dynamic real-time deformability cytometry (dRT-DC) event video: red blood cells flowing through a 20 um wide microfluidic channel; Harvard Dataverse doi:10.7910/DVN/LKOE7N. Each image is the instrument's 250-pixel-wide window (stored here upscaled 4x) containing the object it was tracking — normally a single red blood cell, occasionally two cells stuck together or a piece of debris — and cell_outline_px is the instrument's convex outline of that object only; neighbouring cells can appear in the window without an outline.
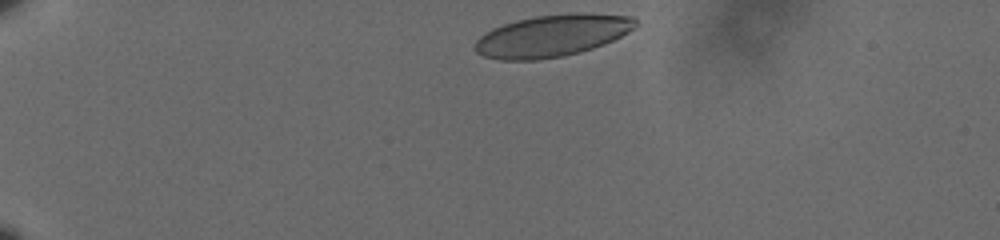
{"species": "human", "species_latin": "Homo sapiens", "temperature_condition": "cold", "stored_images_in_passage": 20, "camera_frame_rate_fps": 3000, "um_per_image_px": 0.085, "donor": {"sex": "male"}, "frame": {"image": 1, "passage_image": 1, "time_ms": 0.0, "image_size_px": [1000, 240], "cell_outline_px": [[636, 24], [628, 32], [604, 44], [580, 52], [564, 56], [536, 60], [500, 60], [484, 56], [476, 52], [472, 48], [476, 40], [484, 32], [492, 28], [516, 20], [536, 16], [576, 12], [580, 12], [632, 16], [636, 20]], "centroid_in_image_um": [46.88, 3.03], "position_along_channel_um": 38.1, "area_um2": 39.36}}
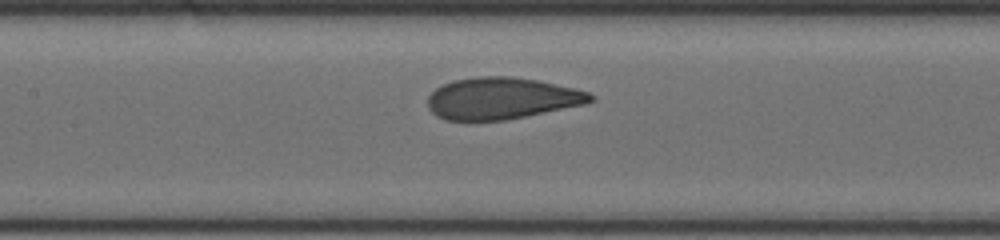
{"frame": {"image": 2, "passage_image": 15, "time_ms": 4.667, "image_size_px": [1000, 240], "cell_outline_px": [[596, 100], [588, 104], [504, 120], [444, 120], [436, 116], [428, 108], [428, 96], [436, 88], [444, 84], [456, 80], [476, 76], [512, 76], [536, 80], [572, 88], [588, 92], [596, 96]], "centroid_in_image_um": [42.66, 8.36], "position_along_channel_um": 164.7, "area_um2": 39.54}}
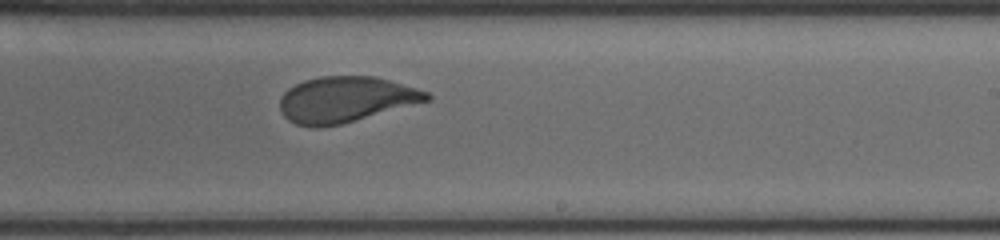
{"frame": {"image": 3, "passage_image": 20, "time_ms": 6.333, "image_size_px": [1000, 240], "cell_outline_px": [[432, 100], [340, 124], [320, 128], [312, 128], [296, 124], [288, 120], [284, 116], [280, 108], [280, 96], [288, 88], [304, 80], [320, 76], [376, 76], [416, 88], [428, 92], [432, 96]], "centroid_in_image_um": [29.37, 8.46], "position_along_channel_um": 259.6, "area_um2": 39.3}}